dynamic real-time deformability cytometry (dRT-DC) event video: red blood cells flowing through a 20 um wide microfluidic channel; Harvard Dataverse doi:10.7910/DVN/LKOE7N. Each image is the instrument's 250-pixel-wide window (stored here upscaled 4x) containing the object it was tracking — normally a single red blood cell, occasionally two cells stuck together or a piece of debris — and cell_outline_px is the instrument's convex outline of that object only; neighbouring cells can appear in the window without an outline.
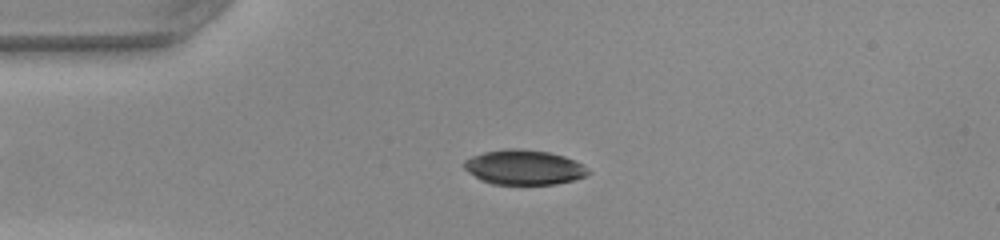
{"species": "common noctule bat (a hibernating species)", "species_latin": "Nyctalus noctula", "temperature_condition": "warm", "stored_images_in_passage": 36, "camera_frame_rate_fps": 3000, "um_per_image_px": 0.085, "animal": {"sex": "female", "body_mass_g": 22.0, "forearm_length_mm": 56.7}, "frame": {"image": 1, "passage_image": 4, "time_ms": 1.0, "image_size_px": [1000, 240], "cell_outline_px": [[592, 172], [584, 176], [572, 180], [556, 184], [492, 184], [480, 180], [468, 172], [464, 168], [464, 160], [472, 156], [484, 152], [504, 148], [520, 148], [548, 152], [564, 156], [576, 160]], "centroid_in_image_um": [44.52, 14.21], "position_along_channel_um": 40.5, "area_um2": 25.26}}
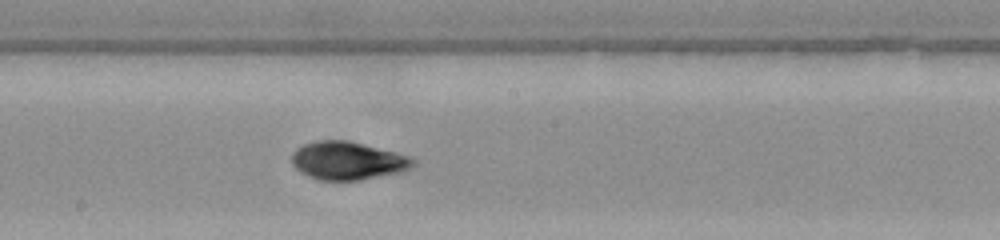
{"frame": {"image": 2, "passage_image": 19, "time_ms": 6.0, "image_size_px": [1000, 240], "cell_outline_px": [[416, 164], [412, 168], [400, 172], [360, 180], [320, 180], [308, 176], [300, 172], [292, 164], [292, 152], [296, 148], [304, 144], [316, 140], [348, 140], [408, 156], [416, 160]], "centroid_in_image_um": [29.53, 13.66], "position_along_channel_um": 218.7, "area_um2": 26.88}}
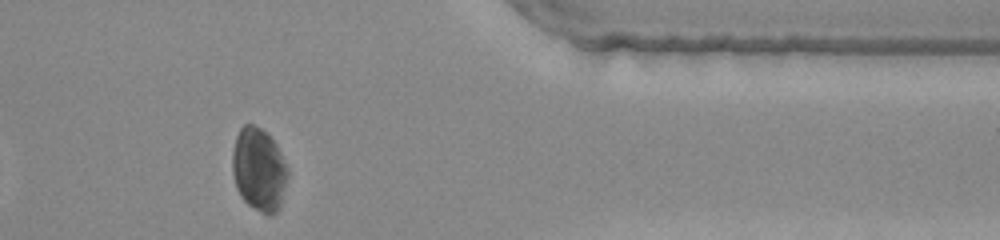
{"frame": {"image": 3, "passage_image": 33, "time_ms": 10.667, "image_size_px": [1000, 240], "cell_outline_px": [[288, 176], [280, 208], [272, 216], [268, 216], [260, 212], [248, 204], [240, 196], [236, 188], [232, 172], [232, 152], [236, 136], [240, 128], [244, 124], [252, 124], [260, 128], [276, 144], [288, 168]], "centroid_in_image_um": [22.0, 14.44], "position_along_channel_um": 389.4, "area_um2": 26.99}, "authors_computed_cell_mechanics": {"area_um2": 26.3279, "velocity_mm_per_s": 4.1062, "shape_relaxation_time_tau1_ms": 1.4107, "shape_relaxation_time_tau2_ms": 3.5205, "deformation_change_tau1": 0.0678, "deformation_change_tau2": 0.0722}}